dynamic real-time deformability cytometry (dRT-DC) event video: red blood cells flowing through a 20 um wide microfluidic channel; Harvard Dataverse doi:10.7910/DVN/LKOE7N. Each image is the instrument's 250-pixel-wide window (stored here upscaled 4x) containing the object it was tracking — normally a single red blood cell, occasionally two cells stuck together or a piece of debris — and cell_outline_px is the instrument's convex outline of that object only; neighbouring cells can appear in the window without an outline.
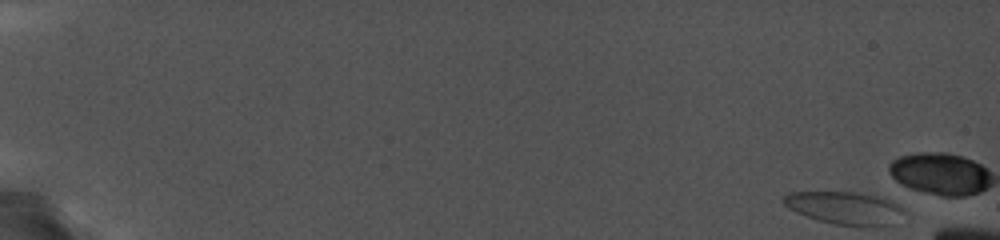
{"species": "common noctule bat (a hibernating species)", "species_latin": "Nyctalus noctula", "temperature_condition": "cold", "stored_images_in_passage": 5, "camera_frame_rate_fps": 5000, "um_per_image_px": 0.085, "animal": {"sex": "female", "body_mass_g": 19.0, "forearm_length_mm": 56.7}, "frame": {"image": 1, "passage_image": 1, "time_ms": 0.0, "image_size_px": [1000, 240], "cell_outline_px": [[904, 212], [876, 224], [836, 224], [820, 220], [808, 216], [784, 204], [784, 196], [792, 192], [852, 192], [876, 196], [888, 200], [896, 204]], "centroid_in_image_um": [71.65, 17.6], "position_along_channel_um": 13.4, "area_um2": 20.87}}